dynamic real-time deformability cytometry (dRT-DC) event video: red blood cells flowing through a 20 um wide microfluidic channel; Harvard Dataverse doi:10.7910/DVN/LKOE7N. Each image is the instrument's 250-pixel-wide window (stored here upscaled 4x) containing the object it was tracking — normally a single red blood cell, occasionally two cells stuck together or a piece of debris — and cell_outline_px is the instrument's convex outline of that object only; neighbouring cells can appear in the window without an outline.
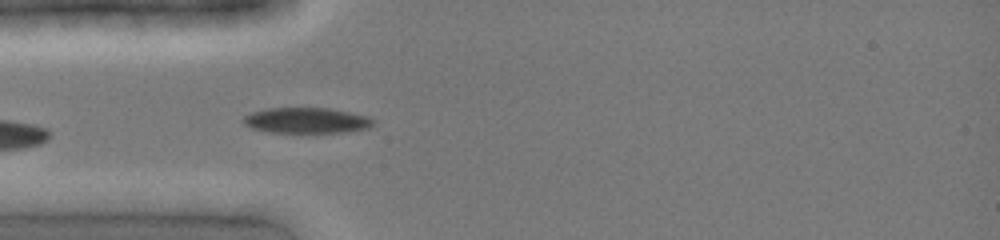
{"species": "common noctule bat (a hibernating species)", "species_latin": "Nyctalus noctula", "temperature_condition": "cold", "stored_images_in_passage": 3, "camera_frame_rate_fps": 3000, "um_per_image_px": 0.085, "animal": {"sex": "female", "body_mass_g": 19.0, "forearm_length_mm": 51.5}, "frame": {"image": 1, "passage_image": 1, "time_ms": 0.0, "image_size_px": [1000, 240], "cell_outline_px": [[376, 120], [368, 128], [344, 132], [268, 132], [252, 128], [244, 124], [240, 120], [244, 116], [252, 112], [268, 108], [332, 108], [368, 116]], "centroid_in_image_um": [26.04, 10.23], "position_along_channel_um": 59.0, "area_um2": 19.42}}